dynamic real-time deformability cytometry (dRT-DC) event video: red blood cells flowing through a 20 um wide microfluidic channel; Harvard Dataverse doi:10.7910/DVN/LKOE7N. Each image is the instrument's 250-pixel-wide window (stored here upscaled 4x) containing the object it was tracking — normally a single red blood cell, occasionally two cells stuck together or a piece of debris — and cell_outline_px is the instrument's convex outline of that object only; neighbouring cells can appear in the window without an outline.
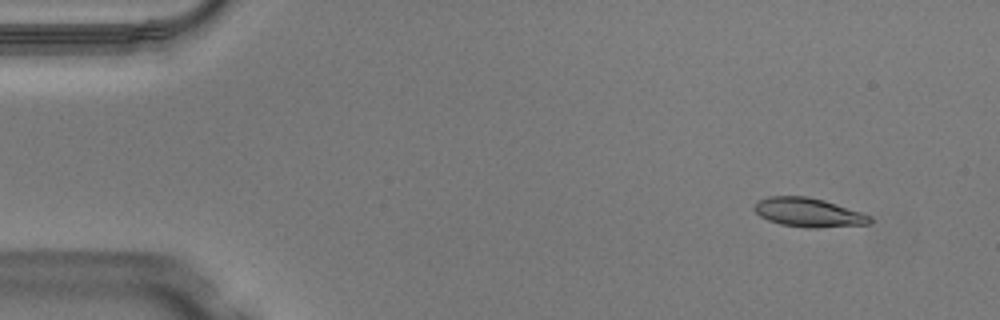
{"species": "Egyptian fruit bat (a non-hibernating species)", "species_latin": "Rousettus aegyptiacus", "temperature_condition": "warm", "stored_images_in_passage": 50, "camera_frame_rate_fps": 3000, "um_per_image_px": 0.085, "animal": {"sex": "male"}, "frame": {"image": 1, "passage_image": 5, "time_ms": 1.333, "image_size_px": [1000, 320], "cell_outline_px": [[872, 220], [868, 224], [816, 228], [808, 228], [780, 224], [768, 220], [760, 216], [752, 208], [756, 200], [768, 196], [804, 196], [824, 200], [872, 216]], "centroid_in_image_um": [68.67, 18.05], "position_along_channel_um": 16.3, "area_um2": 19.54}}
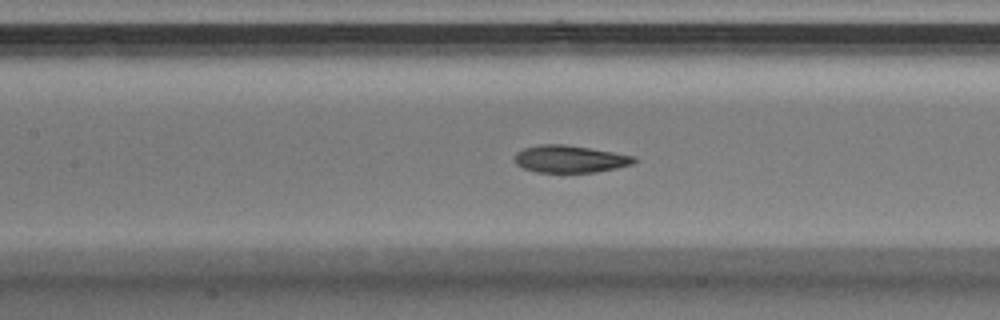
{"frame": {"image": 2, "passage_image": 23, "time_ms": 7.333, "image_size_px": [1000, 320], "cell_outline_px": [[636, 160], [632, 164], [616, 168], [596, 172], [536, 172], [524, 168], [516, 164], [516, 152], [524, 148], [540, 144], [564, 144], [636, 156]], "centroid_in_image_um": [48.44, 13.51], "position_along_channel_um": 159.0, "area_um2": 18.79}}
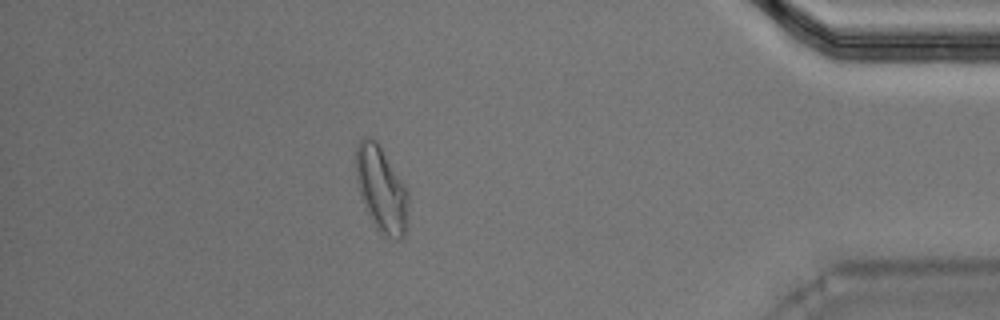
{"frame": {"image": 3, "passage_image": 44, "time_ms": 14.333, "image_size_px": [1000, 320], "cell_outline_px": [[408, 220], [404, 236], [400, 240], [396, 240], [380, 232], [376, 228], [364, 204], [360, 192], [356, 176], [356, 144], [364, 136], [372, 136], [376, 140], [408, 188]], "centroid_in_image_um": [32.44, 16.06], "position_along_channel_um": 402.8, "area_um2": 26.24}, "authors_computed_cell_mechanics": {"area_um2": 19.652, "velocity_mm_per_s": 4.08, "shape_relaxation_time_tau1_ms": 3.4819, "shape_relaxation_time_tau2_ms": 1.5006, "deformation_change_tau1": 0.1646, "deformation_change_tau2": 0.0763}}